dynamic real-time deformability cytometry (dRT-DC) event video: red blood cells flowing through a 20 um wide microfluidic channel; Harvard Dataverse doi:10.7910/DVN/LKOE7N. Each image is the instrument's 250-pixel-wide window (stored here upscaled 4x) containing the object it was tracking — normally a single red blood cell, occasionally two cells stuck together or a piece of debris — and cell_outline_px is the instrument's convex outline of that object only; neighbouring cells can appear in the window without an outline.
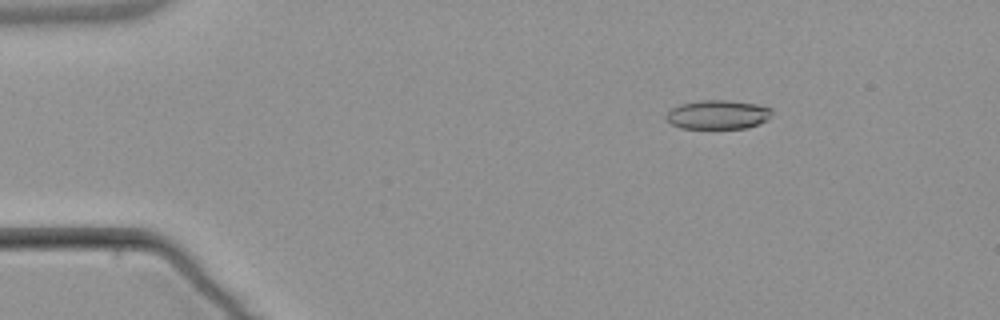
{"species": "common noctule bat (a hibernating species)", "species_latin": "Nyctalus noctula", "temperature_condition": "warm", "stored_images_in_passage": 5, "camera_frame_rate_fps": 3000, "um_per_image_px": 0.085, "animal": {"sex": "male", "body_mass_g": 21.5, "forearm_length_mm": 52.0}, "frame": {"image": 1, "passage_image": 3, "time_ms": 2.333, "image_size_px": [1000, 320], "cell_outline_px": [[772, 112], [768, 120], [760, 124], [748, 128], [680, 128], [672, 124], [664, 116], [672, 108], [680, 104], [700, 100], [724, 100], [756, 104], [772, 108]], "centroid_in_image_um": [61.04, 9.75], "position_along_channel_um": 24.0, "area_um2": 17.92}}
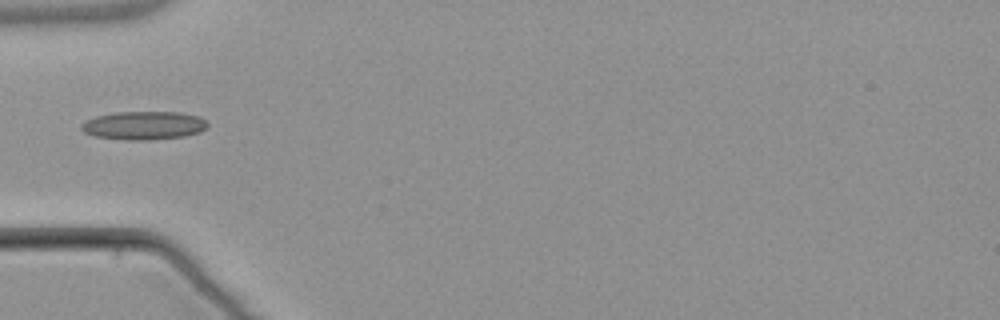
{"frame": {"image": 2, "passage_image": 5, "time_ms": 5.667, "image_size_px": [1000, 320], "cell_outline_px": [[208, 124], [200, 132], [184, 136], [148, 140], [128, 140], [96, 136], [84, 132], [80, 128], [80, 124], [96, 116], [116, 112], [180, 112], [200, 116]], "centroid_in_image_um": [12.22, 10.66], "position_along_channel_um": 72.8, "area_um2": 20.75}}